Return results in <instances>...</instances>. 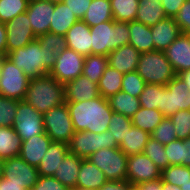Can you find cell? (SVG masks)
Returning <instances> with one entry per match:
<instances>
[{
	"label": "cell",
	"instance_id": "cell-38",
	"mask_svg": "<svg viewBox=\"0 0 190 190\" xmlns=\"http://www.w3.org/2000/svg\"><path fill=\"white\" fill-rule=\"evenodd\" d=\"M29 0H0V22L8 23L17 15L25 13Z\"/></svg>",
	"mask_w": 190,
	"mask_h": 190
},
{
	"label": "cell",
	"instance_id": "cell-32",
	"mask_svg": "<svg viewBox=\"0 0 190 190\" xmlns=\"http://www.w3.org/2000/svg\"><path fill=\"white\" fill-rule=\"evenodd\" d=\"M111 109L118 114L132 118L135 112L141 107L138 97L119 91L108 98Z\"/></svg>",
	"mask_w": 190,
	"mask_h": 190
},
{
	"label": "cell",
	"instance_id": "cell-7",
	"mask_svg": "<svg viewBox=\"0 0 190 190\" xmlns=\"http://www.w3.org/2000/svg\"><path fill=\"white\" fill-rule=\"evenodd\" d=\"M87 159L105 174L107 180H126L128 156L120 148H103Z\"/></svg>",
	"mask_w": 190,
	"mask_h": 190
},
{
	"label": "cell",
	"instance_id": "cell-36",
	"mask_svg": "<svg viewBox=\"0 0 190 190\" xmlns=\"http://www.w3.org/2000/svg\"><path fill=\"white\" fill-rule=\"evenodd\" d=\"M110 2L115 21L126 23L135 21L140 0H110Z\"/></svg>",
	"mask_w": 190,
	"mask_h": 190
},
{
	"label": "cell",
	"instance_id": "cell-41",
	"mask_svg": "<svg viewBox=\"0 0 190 190\" xmlns=\"http://www.w3.org/2000/svg\"><path fill=\"white\" fill-rule=\"evenodd\" d=\"M140 105L146 109H158L161 106V85L147 83L139 95Z\"/></svg>",
	"mask_w": 190,
	"mask_h": 190
},
{
	"label": "cell",
	"instance_id": "cell-25",
	"mask_svg": "<svg viewBox=\"0 0 190 190\" xmlns=\"http://www.w3.org/2000/svg\"><path fill=\"white\" fill-rule=\"evenodd\" d=\"M82 159L68 152L53 177L68 189L76 187Z\"/></svg>",
	"mask_w": 190,
	"mask_h": 190
},
{
	"label": "cell",
	"instance_id": "cell-40",
	"mask_svg": "<svg viewBox=\"0 0 190 190\" xmlns=\"http://www.w3.org/2000/svg\"><path fill=\"white\" fill-rule=\"evenodd\" d=\"M132 125L133 124L131 118L123 114L113 112L109 122L108 130L111 132L116 142L120 144Z\"/></svg>",
	"mask_w": 190,
	"mask_h": 190
},
{
	"label": "cell",
	"instance_id": "cell-44",
	"mask_svg": "<svg viewBox=\"0 0 190 190\" xmlns=\"http://www.w3.org/2000/svg\"><path fill=\"white\" fill-rule=\"evenodd\" d=\"M146 82L137 73V71L125 73L122 79V91L130 94L131 96L138 97L144 90Z\"/></svg>",
	"mask_w": 190,
	"mask_h": 190
},
{
	"label": "cell",
	"instance_id": "cell-63",
	"mask_svg": "<svg viewBox=\"0 0 190 190\" xmlns=\"http://www.w3.org/2000/svg\"><path fill=\"white\" fill-rule=\"evenodd\" d=\"M128 190H139L136 185H132Z\"/></svg>",
	"mask_w": 190,
	"mask_h": 190
},
{
	"label": "cell",
	"instance_id": "cell-24",
	"mask_svg": "<svg viewBox=\"0 0 190 190\" xmlns=\"http://www.w3.org/2000/svg\"><path fill=\"white\" fill-rule=\"evenodd\" d=\"M107 181L105 174L89 159H82L76 187L98 190Z\"/></svg>",
	"mask_w": 190,
	"mask_h": 190
},
{
	"label": "cell",
	"instance_id": "cell-17",
	"mask_svg": "<svg viewBox=\"0 0 190 190\" xmlns=\"http://www.w3.org/2000/svg\"><path fill=\"white\" fill-rule=\"evenodd\" d=\"M164 53L176 75L190 70V34L181 33Z\"/></svg>",
	"mask_w": 190,
	"mask_h": 190
},
{
	"label": "cell",
	"instance_id": "cell-30",
	"mask_svg": "<svg viewBox=\"0 0 190 190\" xmlns=\"http://www.w3.org/2000/svg\"><path fill=\"white\" fill-rule=\"evenodd\" d=\"M111 20L114 19L110 0H92L82 19L89 27Z\"/></svg>",
	"mask_w": 190,
	"mask_h": 190
},
{
	"label": "cell",
	"instance_id": "cell-43",
	"mask_svg": "<svg viewBox=\"0 0 190 190\" xmlns=\"http://www.w3.org/2000/svg\"><path fill=\"white\" fill-rule=\"evenodd\" d=\"M18 102L0 95V127H13Z\"/></svg>",
	"mask_w": 190,
	"mask_h": 190
},
{
	"label": "cell",
	"instance_id": "cell-55",
	"mask_svg": "<svg viewBox=\"0 0 190 190\" xmlns=\"http://www.w3.org/2000/svg\"><path fill=\"white\" fill-rule=\"evenodd\" d=\"M0 190H25L22 185L9 182V179L2 177L0 179Z\"/></svg>",
	"mask_w": 190,
	"mask_h": 190
},
{
	"label": "cell",
	"instance_id": "cell-59",
	"mask_svg": "<svg viewBox=\"0 0 190 190\" xmlns=\"http://www.w3.org/2000/svg\"><path fill=\"white\" fill-rule=\"evenodd\" d=\"M4 160L0 159V179L3 177Z\"/></svg>",
	"mask_w": 190,
	"mask_h": 190
},
{
	"label": "cell",
	"instance_id": "cell-62",
	"mask_svg": "<svg viewBox=\"0 0 190 190\" xmlns=\"http://www.w3.org/2000/svg\"><path fill=\"white\" fill-rule=\"evenodd\" d=\"M49 2H53V3H60V2H63V0H47Z\"/></svg>",
	"mask_w": 190,
	"mask_h": 190
},
{
	"label": "cell",
	"instance_id": "cell-6",
	"mask_svg": "<svg viewBox=\"0 0 190 190\" xmlns=\"http://www.w3.org/2000/svg\"><path fill=\"white\" fill-rule=\"evenodd\" d=\"M118 146L109 130L103 133L76 131L68 143V150L80 158L87 159L98 150Z\"/></svg>",
	"mask_w": 190,
	"mask_h": 190
},
{
	"label": "cell",
	"instance_id": "cell-14",
	"mask_svg": "<svg viewBox=\"0 0 190 190\" xmlns=\"http://www.w3.org/2000/svg\"><path fill=\"white\" fill-rule=\"evenodd\" d=\"M6 27V55L18 48L24 47L37 37L31 29L30 19L27 12L17 15Z\"/></svg>",
	"mask_w": 190,
	"mask_h": 190
},
{
	"label": "cell",
	"instance_id": "cell-49",
	"mask_svg": "<svg viewBox=\"0 0 190 190\" xmlns=\"http://www.w3.org/2000/svg\"><path fill=\"white\" fill-rule=\"evenodd\" d=\"M165 153L169 160V166L181 165V140L177 139L164 145Z\"/></svg>",
	"mask_w": 190,
	"mask_h": 190
},
{
	"label": "cell",
	"instance_id": "cell-2",
	"mask_svg": "<svg viewBox=\"0 0 190 190\" xmlns=\"http://www.w3.org/2000/svg\"><path fill=\"white\" fill-rule=\"evenodd\" d=\"M8 57L29 79L49 74L57 60V54L40 47L35 39L24 47L9 52Z\"/></svg>",
	"mask_w": 190,
	"mask_h": 190
},
{
	"label": "cell",
	"instance_id": "cell-54",
	"mask_svg": "<svg viewBox=\"0 0 190 190\" xmlns=\"http://www.w3.org/2000/svg\"><path fill=\"white\" fill-rule=\"evenodd\" d=\"M136 186L139 190H162V178L140 182Z\"/></svg>",
	"mask_w": 190,
	"mask_h": 190
},
{
	"label": "cell",
	"instance_id": "cell-10",
	"mask_svg": "<svg viewBox=\"0 0 190 190\" xmlns=\"http://www.w3.org/2000/svg\"><path fill=\"white\" fill-rule=\"evenodd\" d=\"M30 79L8 57L0 70V95L8 99L24 100Z\"/></svg>",
	"mask_w": 190,
	"mask_h": 190
},
{
	"label": "cell",
	"instance_id": "cell-58",
	"mask_svg": "<svg viewBox=\"0 0 190 190\" xmlns=\"http://www.w3.org/2000/svg\"><path fill=\"white\" fill-rule=\"evenodd\" d=\"M162 190H181L179 186L166 183L162 180Z\"/></svg>",
	"mask_w": 190,
	"mask_h": 190
},
{
	"label": "cell",
	"instance_id": "cell-33",
	"mask_svg": "<svg viewBox=\"0 0 190 190\" xmlns=\"http://www.w3.org/2000/svg\"><path fill=\"white\" fill-rule=\"evenodd\" d=\"M123 75V73L108 65L97 83L100 95L108 99L110 96L121 91Z\"/></svg>",
	"mask_w": 190,
	"mask_h": 190
},
{
	"label": "cell",
	"instance_id": "cell-57",
	"mask_svg": "<svg viewBox=\"0 0 190 190\" xmlns=\"http://www.w3.org/2000/svg\"><path fill=\"white\" fill-rule=\"evenodd\" d=\"M177 75L185 82V84L189 87L190 91V70L180 72Z\"/></svg>",
	"mask_w": 190,
	"mask_h": 190
},
{
	"label": "cell",
	"instance_id": "cell-35",
	"mask_svg": "<svg viewBox=\"0 0 190 190\" xmlns=\"http://www.w3.org/2000/svg\"><path fill=\"white\" fill-rule=\"evenodd\" d=\"M161 178L164 182L179 186L181 190H190V167L171 165L163 169Z\"/></svg>",
	"mask_w": 190,
	"mask_h": 190
},
{
	"label": "cell",
	"instance_id": "cell-56",
	"mask_svg": "<svg viewBox=\"0 0 190 190\" xmlns=\"http://www.w3.org/2000/svg\"><path fill=\"white\" fill-rule=\"evenodd\" d=\"M0 55H6V27L0 22Z\"/></svg>",
	"mask_w": 190,
	"mask_h": 190
},
{
	"label": "cell",
	"instance_id": "cell-21",
	"mask_svg": "<svg viewBox=\"0 0 190 190\" xmlns=\"http://www.w3.org/2000/svg\"><path fill=\"white\" fill-rule=\"evenodd\" d=\"M141 53L132 45H124L108 54V65L125 74L137 69Z\"/></svg>",
	"mask_w": 190,
	"mask_h": 190
},
{
	"label": "cell",
	"instance_id": "cell-39",
	"mask_svg": "<svg viewBox=\"0 0 190 190\" xmlns=\"http://www.w3.org/2000/svg\"><path fill=\"white\" fill-rule=\"evenodd\" d=\"M143 153L149 157L161 170L169 166V160L165 153V147L157 140L150 137L145 145Z\"/></svg>",
	"mask_w": 190,
	"mask_h": 190
},
{
	"label": "cell",
	"instance_id": "cell-50",
	"mask_svg": "<svg viewBox=\"0 0 190 190\" xmlns=\"http://www.w3.org/2000/svg\"><path fill=\"white\" fill-rule=\"evenodd\" d=\"M92 0H63L74 15L82 20Z\"/></svg>",
	"mask_w": 190,
	"mask_h": 190
},
{
	"label": "cell",
	"instance_id": "cell-16",
	"mask_svg": "<svg viewBox=\"0 0 190 190\" xmlns=\"http://www.w3.org/2000/svg\"><path fill=\"white\" fill-rule=\"evenodd\" d=\"M54 3L47 0H29L27 7L31 29L36 37L49 32Z\"/></svg>",
	"mask_w": 190,
	"mask_h": 190
},
{
	"label": "cell",
	"instance_id": "cell-9",
	"mask_svg": "<svg viewBox=\"0 0 190 190\" xmlns=\"http://www.w3.org/2000/svg\"><path fill=\"white\" fill-rule=\"evenodd\" d=\"M43 122L45 133L52 142L68 144L75 133L66 102L44 113Z\"/></svg>",
	"mask_w": 190,
	"mask_h": 190
},
{
	"label": "cell",
	"instance_id": "cell-13",
	"mask_svg": "<svg viewBox=\"0 0 190 190\" xmlns=\"http://www.w3.org/2000/svg\"><path fill=\"white\" fill-rule=\"evenodd\" d=\"M3 177L11 183L22 185L25 190H32L38 181L39 173L37 167L15 156L4 160Z\"/></svg>",
	"mask_w": 190,
	"mask_h": 190
},
{
	"label": "cell",
	"instance_id": "cell-48",
	"mask_svg": "<svg viewBox=\"0 0 190 190\" xmlns=\"http://www.w3.org/2000/svg\"><path fill=\"white\" fill-rule=\"evenodd\" d=\"M32 190H69L53 176H39Z\"/></svg>",
	"mask_w": 190,
	"mask_h": 190
},
{
	"label": "cell",
	"instance_id": "cell-3",
	"mask_svg": "<svg viewBox=\"0 0 190 190\" xmlns=\"http://www.w3.org/2000/svg\"><path fill=\"white\" fill-rule=\"evenodd\" d=\"M24 101L44 114L65 103L64 84L49 74L30 79Z\"/></svg>",
	"mask_w": 190,
	"mask_h": 190
},
{
	"label": "cell",
	"instance_id": "cell-31",
	"mask_svg": "<svg viewBox=\"0 0 190 190\" xmlns=\"http://www.w3.org/2000/svg\"><path fill=\"white\" fill-rule=\"evenodd\" d=\"M21 144V138L13 127H0V159L6 160L19 156Z\"/></svg>",
	"mask_w": 190,
	"mask_h": 190
},
{
	"label": "cell",
	"instance_id": "cell-11",
	"mask_svg": "<svg viewBox=\"0 0 190 190\" xmlns=\"http://www.w3.org/2000/svg\"><path fill=\"white\" fill-rule=\"evenodd\" d=\"M13 129L21 138V141L45 133L43 114L21 100L18 102Z\"/></svg>",
	"mask_w": 190,
	"mask_h": 190
},
{
	"label": "cell",
	"instance_id": "cell-12",
	"mask_svg": "<svg viewBox=\"0 0 190 190\" xmlns=\"http://www.w3.org/2000/svg\"><path fill=\"white\" fill-rule=\"evenodd\" d=\"M84 62V56L67 47L57 55L56 63L49 71V75L65 85L82 75Z\"/></svg>",
	"mask_w": 190,
	"mask_h": 190
},
{
	"label": "cell",
	"instance_id": "cell-27",
	"mask_svg": "<svg viewBox=\"0 0 190 190\" xmlns=\"http://www.w3.org/2000/svg\"><path fill=\"white\" fill-rule=\"evenodd\" d=\"M129 32V45H132L140 53L154 51V43L152 40L150 26L137 21H132L129 22Z\"/></svg>",
	"mask_w": 190,
	"mask_h": 190
},
{
	"label": "cell",
	"instance_id": "cell-26",
	"mask_svg": "<svg viewBox=\"0 0 190 190\" xmlns=\"http://www.w3.org/2000/svg\"><path fill=\"white\" fill-rule=\"evenodd\" d=\"M78 20L65 3H54L49 32L65 36L69 28Z\"/></svg>",
	"mask_w": 190,
	"mask_h": 190
},
{
	"label": "cell",
	"instance_id": "cell-4",
	"mask_svg": "<svg viewBox=\"0 0 190 190\" xmlns=\"http://www.w3.org/2000/svg\"><path fill=\"white\" fill-rule=\"evenodd\" d=\"M92 55L108 56L111 51L129 45V22L115 20L90 27Z\"/></svg>",
	"mask_w": 190,
	"mask_h": 190
},
{
	"label": "cell",
	"instance_id": "cell-61",
	"mask_svg": "<svg viewBox=\"0 0 190 190\" xmlns=\"http://www.w3.org/2000/svg\"><path fill=\"white\" fill-rule=\"evenodd\" d=\"M6 57V55H0V70H1V65L3 62V59Z\"/></svg>",
	"mask_w": 190,
	"mask_h": 190
},
{
	"label": "cell",
	"instance_id": "cell-22",
	"mask_svg": "<svg viewBox=\"0 0 190 190\" xmlns=\"http://www.w3.org/2000/svg\"><path fill=\"white\" fill-rule=\"evenodd\" d=\"M151 33L154 43V50L165 51L168 46L181 34V30L174 18L166 17L151 26Z\"/></svg>",
	"mask_w": 190,
	"mask_h": 190
},
{
	"label": "cell",
	"instance_id": "cell-20",
	"mask_svg": "<svg viewBox=\"0 0 190 190\" xmlns=\"http://www.w3.org/2000/svg\"><path fill=\"white\" fill-rule=\"evenodd\" d=\"M67 47L86 57L92 54L90 27L78 20L65 35Z\"/></svg>",
	"mask_w": 190,
	"mask_h": 190
},
{
	"label": "cell",
	"instance_id": "cell-53",
	"mask_svg": "<svg viewBox=\"0 0 190 190\" xmlns=\"http://www.w3.org/2000/svg\"><path fill=\"white\" fill-rule=\"evenodd\" d=\"M181 165L190 167V137L181 140Z\"/></svg>",
	"mask_w": 190,
	"mask_h": 190
},
{
	"label": "cell",
	"instance_id": "cell-28",
	"mask_svg": "<svg viewBox=\"0 0 190 190\" xmlns=\"http://www.w3.org/2000/svg\"><path fill=\"white\" fill-rule=\"evenodd\" d=\"M164 8L158 0H140L135 21L153 26L165 19Z\"/></svg>",
	"mask_w": 190,
	"mask_h": 190
},
{
	"label": "cell",
	"instance_id": "cell-23",
	"mask_svg": "<svg viewBox=\"0 0 190 190\" xmlns=\"http://www.w3.org/2000/svg\"><path fill=\"white\" fill-rule=\"evenodd\" d=\"M69 152L68 144L62 142H51L45 156L37 167L39 176H54L60 163Z\"/></svg>",
	"mask_w": 190,
	"mask_h": 190
},
{
	"label": "cell",
	"instance_id": "cell-37",
	"mask_svg": "<svg viewBox=\"0 0 190 190\" xmlns=\"http://www.w3.org/2000/svg\"><path fill=\"white\" fill-rule=\"evenodd\" d=\"M108 67V57L104 55H89L85 57L82 75L92 82L98 83Z\"/></svg>",
	"mask_w": 190,
	"mask_h": 190
},
{
	"label": "cell",
	"instance_id": "cell-1",
	"mask_svg": "<svg viewBox=\"0 0 190 190\" xmlns=\"http://www.w3.org/2000/svg\"><path fill=\"white\" fill-rule=\"evenodd\" d=\"M74 131L103 133L108 130L113 114L107 98L98 96L95 99L81 102H66Z\"/></svg>",
	"mask_w": 190,
	"mask_h": 190
},
{
	"label": "cell",
	"instance_id": "cell-19",
	"mask_svg": "<svg viewBox=\"0 0 190 190\" xmlns=\"http://www.w3.org/2000/svg\"><path fill=\"white\" fill-rule=\"evenodd\" d=\"M51 142V138L46 133L22 141L19 157L28 164L38 167Z\"/></svg>",
	"mask_w": 190,
	"mask_h": 190
},
{
	"label": "cell",
	"instance_id": "cell-29",
	"mask_svg": "<svg viewBox=\"0 0 190 190\" xmlns=\"http://www.w3.org/2000/svg\"><path fill=\"white\" fill-rule=\"evenodd\" d=\"M150 136L148 132L132 125L125 135V138L120 142L118 148L127 156L142 154Z\"/></svg>",
	"mask_w": 190,
	"mask_h": 190
},
{
	"label": "cell",
	"instance_id": "cell-5",
	"mask_svg": "<svg viewBox=\"0 0 190 190\" xmlns=\"http://www.w3.org/2000/svg\"><path fill=\"white\" fill-rule=\"evenodd\" d=\"M136 71L146 84L167 85L176 76L164 51L157 50L141 53Z\"/></svg>",
	"mask_w": 190,
	"mask_h": 190
},
{
	"label": "cell",
	"instance_id": "cell-18",
	"mask_svg": "<svg viewBox=\"0 0 190 190\" xmlns=\"http://www.w3.org/2000/svg\"><path fill=\"white\" fill-rule=\"evenodd\" d=\"M64 93L65 102H81L101 96L97 83L92 82L84 75L66 83Z\"/></svg>",
	"mask_w": 190,
	"mask_h": 190
},
{
	"label": "cell",
	"instance_id": "cell-15",
	"mask_svg": "<svg viewBox=\"0 0 190 190\" xmlns=\"http://www.w3.org/2000/svg\"><path fill=\"white\" fill-rule=\"evenodd\" d=\"M162 170L144 153L128 156L126 180L131 185L161 178Z\"/></svg>",
	"mask_w": 190,
	"mask_h": 190
},
{
	"label": "cell",
	"instance_id": "cell-60",
	"mask_svg": "<svg viewBox=\"0 0 190 190\" xmlns=\"http://www.w3.org/2000/svg\"><path fill=\"white\" fill-rule=\"evenodd\" d=\"M69 190H92V189H85V188H81V187H74V188H71Z\"/></svg>",
	"mask_w": 190,
	"mask_h": 190
},
{
	"label": "cell",
	"instance_id": "cell-8",
	"mask_svg": "<svg viewBox=\"0 0 190 190\" xmlns=\"http://www.w3.org/2000/svg\"><path fill=\"white\" fill-rule=\"evenodd\" d=\"M158 110L170 117L179 110H190V91L185 82L176 75L167 85H161V106Z\"/></svg>",
	"mask_w": 190,
	"mask_h": 190
},
{
	"label": "cell",
	"instance_id": "cell-45",
	"mask_svg": "<svg viewBox=\"0 0 190 190\" xmlns=\"http://www.w3.org/2000/svg\"><path fill=\"white\" fill-rule=\"evenodd\" d=\"M175 126L177 139L190 137V110H179L170 116Z\"/></svg>",
	"mask_w": 190,
	"mask_h": 190
},
{
	"label": "cell",
	"instance_id": "cell-47",
	"mask_svg": "<svg viewBox=\"0 0 190 190\" xmlns=\"http://www.w3.org/2000/svg\"><path fill=\"white\" fill-rule=\"evenodd\" d=\"M174 20L179 25L181 33L190 34V0L185 1L177 15L174 17Z\"/></svg>",
	"mask_w": 190,
	"mask_h": 190
},
{
	"label": "cell",
	"instance_id": "cell-42",
	"mask_svg": "<svg viewBox=\"0 0 190 190\" xmlns=\"http://www.w3.org/2000/svg\"><path fill=\"white\" fill-rule=\"evenodd\" d=\"M150 135V137L157 140L162 145H166L171 141L177 140L175 126L173 125L170 117H164Z\"/></svg>",
	"mask_w": 190,
	"mask_h": 190
},
{
	"label": "cell",
	"instance_id": "cell-52",
	"mask_svg": "<svg viewBox=\"0 0 190 190\" xmlns=\"http://www.w3.org/2000/svg\"><path fill=\"white\" fill-rule=\"evenodd\" d=\"M132 185L127 180L111 181L108 180L98 190H128Z\"/></svg>",
	"mask_w": 190,
	"mask_h": 190
},
{
	"label": "cell",
	"instance_id": "cell-51",
	"mask_svg": "<svg viewBox=\"0 0 190 190\" xmlns=\"http://www.w3.org/2000/svg\"><path fill=\"white\" fill-rule=\"evenodd\" d=\"M185 1L186 0H162L160 2L164 8L165 16L168 18H174Z\"/></svg>",
	"mask_w": 190,
	"mask_h": 190
},
{
	"label": "cell",
	"instance_id": "cell-46",
	"mask_svg": "<svg viewBox=\"0 0 190 190\" xmlns=\"http://www.w3.org/2000/svg\"><path fill=\"white\" fill-rule=\"evenodd\" d=\"M40 47L47 48L55 54H59L62 50L67 48L65 36L48 32L36 38Z\"/></svg>",
	"mask_w": 190,
	"mask_h": 190
},
{
	"label": "cell",
	"instance_id": "cell-34",
	"mask_svg": "<svg viewBox=\"0 0 190 190\" xmlns=\"http://www.w3.org/2000/svg\"><path fill=\"white\" fill-rule=\"evenodd\" d=\"M164 117L165 116L158 109L140 107L131 120L133 126L151 134Z\"/></svg>",
	"mask_w": 190,
	"mask_h": 190
}]
</instances>
